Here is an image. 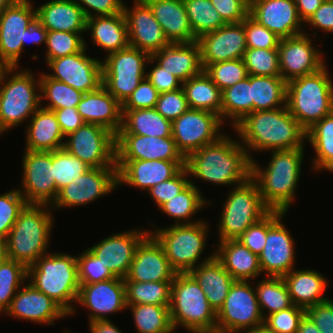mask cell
<instances>
[{
  "instance_id": "cell-33",
  "label": "cell",
  "mask_w": 333,
  "mask_h": 333,
  "mask_svg": "<svg viewBox=\"0 0 333 333\" xmlns=\"http://www.w3.org/2000/svg\"><path fill=\"white\" fill-rule=\"evenodd\" d=\"M216 247L215 258L236 281H251L261 276L259 256L237 239L219 241Z\"/></svg>"
},
{
  "instance_id": "cell-12",
  "label": "cell",
  "mask_w": 333,
  "mask_h": 333,
  "mask_svg": "<svg viewBox=\"0 0 333 333\" xmlns=\"http://www.w3.org/2000/svg\"><path fill=\"white\" fill-rule=\"evenodd\" d=\"M250 281H235L216 312V333H246L264 324L255 287Z\"/></svg>"
},
{
  "instance_id": "cell-39",
  "label": "cell",
  "mask_w": 333,
  "mask_h": 333,
  "mask_svg": "<svg viewBox=\"0 0 333 333\" xmlns=\"http://www.w3.org/2000/svg\"><path fill=\"white\" fill-rule=\"evenodd\" d=\"M122 113V127L118 134L172 136V122L165 119L155 108L122 109Z\"/></svg>"
},
{
  "instance_id": "cell-15",
  "label": "cell",
  "mask_w": 333,
  "mask_h": 333,
  "mask_svg": "<svg viewBox=\"0 0 333 333\" xmlns=\"http://www.w3.org/2000/svg\"><path fill=\"white\" fill-rule=\"evenodd\" d=\"M286 215L282 211H270L267 214V238L259 263L266 276L283 277L294 269L295 248L291 233L282 223Z\"/></svg>"
},
{
  "instance_id": "cell-6",
  "label": "cell",
  "mask_w": 333,
  "mask_h": 333,
  "mask_svg": "<svg viewBox=\"0 0 333 333\" xmlns=\"http://www.w3.org/2000/svg\"><path fill=\"white\" fill-rule=\"evenodd\" d=\"M18 68L5 67L0 74V134L30 120L41 106L40 79Z\"/></svg>"
},
{
  "instance_id": "cell-29",
  "label": "cell",
  "mask_w": 333,
  "mask_h": 333,
  "mask_svg": "<svg viewBox=\"0 0 333 333\" xmlns=\"http://www.w3.org/2000/svg\"><path fill=\"white\" fill-rule=\"evenodd\" d=\"M13 318L36 324L54 325L55 320L69 315L50 297L34 288L30 283L24 284L12 299L10 307L4 313Z\"/></svg>"
},
{
  "instance_id": "cell-34",
  "label": "cell",
  "mask_w": 333,
  "mask_h": 333,
  "mask_svg": "<svg viewBox=\"0 0 333 333\" xmlns=\"http://www.w3.org/2000/svg\"><path fill=\"white\" fill-rule=\"evenodd\" d=\"M170 43L196 42L183 0H144Z\"/></svg>"
},
{
  "instance_id": "cell-30",
  "label": "cell",
  "mask_w": 333,
  "mask_h": 333,
  "mask_svg": "<svg viewBox=\"0 0 333 333\" xmlns=\"http://www.w3.org/2000/svg\"><path fill=\"white\" fill-rule=\"evenodd\" d=\"M77 110L85 123L100 125L115 135L122 127V104L103 85L83 93Z\"/></svg>"
},
{
  "instance_id": "cell-51",
  "label": "cell",
  "mask_w": 333,
  "mask_h": 333,
  "mask_svg": "<svg viewBox=\"0 0 333 333\" xmlns=\"http://www.w3.org/2000/svg\"><path fill=\"white\" fill-rule=\"evenodd\" d=\"M52 166L58 191L90 169L88 165L71 155L65 148L52 151Z\"/></svg>"
},
{
  "instance_id": "cell-35",
  "label": "cell",
  "mask_w": 333,
  "mask_h": 333,
  "mask_svg": "<svg viewBox=\"0 0 333 333\" xmlns=\"http://www.w3.org/2000/svg\"><path fill=\"white\" fill-rule=\"evenodd\" d=\"M189 272L202 288L210 306L217 312L236 281L215 258L214 251Z\"/></svg>"
},
{
  "instance_id": "cell-40",
  "label": "cell",
  "mask_w": 333,
  "mask_h": 333,
  "mask_svg": "<svg viewBox=\"0 0 333 333\" xmlns=\"http://www.w3.org/2000/svg\"><path fill=\"white\" fill-rule=\"evenodd\" d=\"M190 109L209 111L221 119L222 91L203 71L182 83Z\"/></svg>"
},
{
  "instance_id": "cell-78",
  "label": "cell",
  "mask_w": 333,
  "mask_h": 333,
  "mask_svg": "<svg viewBox=\"0 0 333 333\" xmlns=\"http://www.w3.org/2000/svg\"><path fill=\"white\" fill-rule=\"evenodd\" d=\"M15 2H22V1H26V0H14Z\"/></svg>"
},
{
  "instance_id": "cell-5",
  "label": "cell",
  "mask_w": 333,
  "mask_h": 333,
  "mask_svg": "<svg viewBox=\"0 0 333 333\" xmlns=\"http://www.w3.org/2000/svg\"><path fill=\"white\" fill-rule=\"evenodd\" d=\"M51 206L26 204L21 210L8 236L3 240L8 258L33 265L42 255L48 253L52 226Z\"/></svg>"
},
{
  "instance_id": "cell-28",
  "label": "cell",
  "mask_w": 333,
  "mask_h": 333,
  "mask_svg": "<svg viewBox=\"0 0 333 333\" xmlns=\"http://www.w3.org/2000/svg\"><path fill=\"white\" fill-rule=\"evenodd\" d=\"M118 186L128 185L148 191L155 185L174 177L185 161L116 160Z\"/></svg>"
},
{
  "instance_id": "cell-22",
  "label": "cell",
  "mask_w": 333,
  "mask_h": 333,
  "mask_svg": "<svg viewBox=\"0 0 333 333\" xmlns=\"http://www.w3.org/2000/svg\"><path fill=\"white\" fill-rule=\"evenodd\" d=\"M133 7L124 4L129 45L152 55L170 44L161 25L154 18L151 8L144 0H133Z\"/></svg>"
},
{
  "instance_id": "cell-41",
  "label": "cell",
  "mask_w": 333,
  "mask_h": 333,
  "mask_svg": "<svg viewBox=\"0 0 333 333\" xmlns=\"http://www.w3.org/2000/svg\"><path fill=\"white\" fill-rule=\"evenodd\" d=\"M209 203L211 204L210 200H206L198 186L191 180L182 192L164 203L159 210L173 218L175 225L193 224L199 222V219L195 221L189 219H192L207 204L210 205Z\"/></svg>"
},
{
  "instance_id": "cell-49",
  "label": "cell",
  "mask_w": 333,
  "mask_h": 333,
  "mask_svg": "<svg viewBox=\"0 0 333 333\" xmlns=\"http://www.w3.org/2000/svg\"><path fill=\"white\" fill-rule=\"evenodd\" d=\"M183 3L196 39L226 24L210 0H183Z\"/></svg>"
},
{
  "instance_id": "cell-75",
  "label": "cell",
  "mask_w": 333,
  "mask_h": 333,
  "mask_svg": "<svg viewBox=\"0 0 333 333\" xmlns=\"http://www.w3.org/2000/svg\"><path fill=\"white\" fill-rule=\"evenodd\" d=\"M14 0H0V13L7 7L11 6Z\"/></svg>"
},
{
  "instance_id": "cell-66",
  "label": "cell",
  "mask_w": 333,
  "mask_h": 333,
  "mask_svg": "<svg viewBox=\"0 0 333 333\" xmlns=\"http://www.w3.org/2000/svg\"><path fill=\"white\" fill-rule=\"evenodd\" d=\"M306 315L320 330V333H333V300L328 299L306 309Z\"/></svg>"
},
{
  "instance_id": "cell-63",
  "label": "cell",
  "mask_w": 333,
  "mask_h": 333,
  "mask_svg": "<svg viewBox=\"0 0 333 333\" xmlns=\"http://www.w3.org/2000/svg\"><path fill=\"white\" fill-rule=\"evenodd\" d=\"M149 64L154 66L152 65L153 68L146 72V77L159 94L182 88V82L175 75L164 70L152 58L149 59L147 65Z\"/></svg>"
},
{
  "instance_id": "cell-68",
  "label": "cell",
  "mask_w": 333,
  "mask_h": 333,
  "mask_svg": "<svg viewBox=\"0 0 333 333\" xmlns=\"http://www.w3.org/2000/svg\"><path fill=\"white\" fill-rule=\"evenodd\" d=\"M59 123L61 132L66 137L69 133L76 131L85 122L78 113L77 107H67L53 110Z\"/></svg>"
},
{
  "instance_id": "cell-61",
  "label": "cell",
  "mask_w": 333,
  "mask_h": 333,
  "mask_svg": "<svg viewBox=\"0 0 333 333\" xmlns=\"http://www.w3.org/2000/svg\"><path fill=\"white\" fill-rule=\"evenodd\" d=\"M158 98L159 93L145 77L133 93L122 103V109L155 108Z\"/></svg>"
},
{
  "instance_id": "cell-20",
  "label": "cell",
  "mask_w": 333,
  "mask_h": 333,
  "mask_svg": "<svg viewBox=\"0 0 333 333\" xmlns=\"http://www.w3.org/2000/svg\"><path fill=\"white\" fill-rule=\"evenodd\" d=\"M86 52L85 42L81 52L49 60L46 64L53 72L46 74L82 93L96 91L102 85V60L92 58Z\"/></svg>"
},
{
  "instance_id": "cell-58",
  "label": "cell",
  "mask_w": 333,
  "mask_h": 333,
  "mask_svg": "<svg viewBox=\"0 0 333 333\" xmlns=\"http://www.w3.org/2000/svg\"><path fill=\"white\" fill-rule=\"evenodd\" d=\"M247 48L278 49L280 37L250 15L243 20Z\"/></svg>"
},
{
  "instance_id": "cell-37",
  "label": "cell",
  "mask_w": 333,
  "mask_h": 333,
  "mask_svg": "<svg viewBox=\"0 0 333 333\" xmlns=\"http://www.w3.org/2000/svg\"><path fill=\"white\" fill-rule=\"evenodd\" d=\"M26 128L25 150L52 152L64 148L65 136L52 110L40 106Z\"/></svg>"
},
{
  "instance_id": "cell-53",
  "label": "cell",
  "mask_w": 333,
  "mask_h": 333,
  "mask_svg": "<svg viewBox=\"0 0 333 333\" xmlns=\"http://www.w3.org/2000/svg\"><path fill=\"white\" fill-rule=\"evenodd\" d=\"M85 41L81 33L48 31L45 45L46 63L49 60L81 52L85 48Z\"/></svg>"
},
{
  "instance_id": "cell-32",
  "label": "cell",
  "mask_w": 333,
  "mask_h": 333,
  "mask_svg": "<svg viewBox=\"0 0 333 333\" xmlns=\"http://www.w3.org/2000/svg\"><path fill=\"white\" fill-rule=\"evenodd\" d=\"M36 19L47 31L86 32L87 17L74 0H49L36 8Z\"/></svg>"
},
{
  "instance_id": "cell-52",
  "label": "cell",
  "mask_w": 333,
  "mask_h": 333,
  "mask_svg": "<svg viewBox=\"0 0 333 333\" xmlns=\"http://www.w3.org/2000/svg\"><path fill=\"white\" fill-rule=\"evenodd\" d=\"M242 59L248 75L280 76L278 49L247 48Z\"/></svg>"
},
{
  "instance_id": "cell-18",
  "label": "cell",
  "mask_w": 333,
  "mask_h": 333,
  "mask_svg": "<svg viewBox=\"0 0 333 333\" xmlns=\"http://www.w3.org/2000/svg\"><path fill=\"white\" fill-rule=\"evenodd\" d=\"M31 0L14 2L0 13V63L4 67H19L26 28L36 20Z\"/></svg>"
},
{
  "instance_id": "cell-44",
  "label": "cell",
  "mask_w": 333,
  "mask_h": 333,
  "mask_svg": "<svg viewBox=\"0 0 333 333\" xmlns=\"http://www.w3.org/2000/svg\"><path fill=\"white\" fill-rule=\"evenodd\" d=\"M253 112L251 93V75L222 91L221 121L231 120V126L237 124L245 115ZM225 121V122H224Z\"/></svg>"
},
{
  "instance_id": "cell-64",
  "label": "cell",
  "mask_w": 333,
  "mask_h": 333,
  "mask_svg": "<svg viewBox=\"0 0 333 333\" xmlns=\"http://www.w3.org/2000/svg\"><path fill=\"white\" fill-rule=\"evenodd\" d=\"M267 238V215L252 226H249L237 240L249 248L254 254L260 255Z\"/></svg>"
},
{
  "instance_id": "cell-71",
  "label": "cell",
  "mask_w": 333,
  "mask_h": 333,
  "mask_svg": "<svg viewBox=\"0 0 333 333\" xmlns=\"http://www.w3.org/2000/svg\"><path fill=\"white\" fill-rule=\"evenodd\" d=\"M90 333H122V331L109 320L89 322Z\"/></svg>"
},
{
  "instance_id": "cell-43",
  "label": "cell",
  "mask_w": 333,
  "mask_h": 333,
  "mask_svg": "<svg viewBox=\"0 0 333 333\" xmlns=\"http://www.w3.org/2000/svg\"><path fill=\"white\" fill-rule=\"evenodd\" d=\"M313 146V171H323L333 162V112L306 131V142Z\"/></svg>"
},
{
  "instance_id": "cell-17",
  "label": "cell",
  "mask_w": 333,
  "mask_h": 333,
  "mask_svg": "<svg viewBox=\"0 0 333 333\" xmlns=\"http://www.w3.org/2000/svg\"><path fill=\"white\" fill-rule=\"evenodd\" d=\"M118 188L117 167L90 168L61 188L51 209L88 205Z\"/></svg>"
},
{
  "instance_id": "cell-27",
  "label": "cell",
  "mask_w": 333,
  "mask_h": 333,
  "mask_svg": "<svg viewBox=\"0 0 333 333\" xmlns=\"http://www.w3.org/2000/svg\"><path fill=\"white\" fill-rule=\"evenodd\" d=\"M116 160L185 161L172 136L116 135Z\"/></svg>"
},
{
  "instance_id": "cell-1",
  "label": "cell",
  "mask_w": 333,
  "mask_h": 333,
  "mask_svg": "<svg viewBox=\"0 0 333 333\" xmlns=\"http://www.w3.org/2000/svg\"><path fill=\"white\" fill-rule=\"evenodd\" d=\"M232 128L251 160V151L290 150L305 146L306 130L290 114L287 105L248 113Z\"/></svg>"
},
{
  "instance_id": "cell-46",
  "label": "cell",
  "mask_w": 333,
  "mask_h": 333,
  "mask_svg": "<svg viewBox=\"0 0 333 333\" xmlns=\"http://www.w3.org/2000/svg\"><path fill=\"white\" fill-rule=\"evenodd\" d=\"M132 312L137 333H174L167 306L152 304L127 305Z\"/></svg>"
},
{
  "instance_id": "cell-47",
  "label": "cell",
  "mask_w": 333,
  "mask_h": 333,
  "mask_svg": "<svg viewBox=\"0 0 333 333\" xmlns=\"http://www.w3.org/2000/svg\"><path fill=\"white\" fill-rule=\"evenodd\" d=\"M127 305L152 304L170 307L172 281H124Z\"/></svg>"
},
{
  "instance_id": "cell-55",
  "label": "cell",
  "mask_w": 333,
  "mask_h": 333,
  "mask_svg": "<svg viewBox=\"0 0 333 333\" xmlns=\"http://www.w3.org/2000/svg\"><path fill=\"white\" fill-rule=\"evenodd\" d=\"M76 257L79 284H93L115 278L111 271L89 249L84 250Z\"/></svg>"
},
{
  "instance_id": "cell-23",
  "label": "cell",
  "mask_w": 333,
  "mask_h": 333,
  "mask_svg": "<svg viewBox=\"0 0 333 333\" xmlns=\"http://www.w3.org/2000/svg\"><path fill=\"white\" fill-rule=\"evenodd\" d=\"M196 42L203 69L217 62L243 58L247 50L243 21L225 24L213 32L201 35Z\"/></svg>"
},
{
  "instance_id": "cell-19",
  "label": "cell",
  "mask_w": 333,
  "mask_h": 333,
  "mask_svg": "<svg viewBox=\"0 0 333 333\" xmlns=\"http://www.w3.org/2000/svg\"><path fill=\"white\" fill-rule=\"evenodd\" d=\"M313 39L304 32L302 34L281 38L279 51L280 76L289 81L317 72L326 65L319 48L313 43Z\"/></svg>"
},
{
  "instance_id": "cell-26",
  "label": "cell",
  "mask_w": 333,
  "mask_h": 333,
  "mask_svg": "<svg viewBox=\"0 0 333 333\" xmlns=\"http://www.w3.org/2000/svg\"><path fill=\"white\" fill-rule=\"evenodd\" d=\"M249 15L280 38L304 33L294 0H250Z\"/></svg>"
},
{
  "instance_id": "cell-11",
  "label": "cell",
  "mask_w": 333,
  "mask_h": 333,
  "mask_svg": "<svg viewBox=\"0 0 333 333\" xmlns=\"http://www.w3.org/2000/svg\"><path fill=\"white\" fill-rule=\"evenodd\" d=\"M150 58L149 53L130 45L106 55L102 60V85L122 104L146 77Z\"/></svg>"
},
{
  "instance_id": "cell-54",
  "label": "cell",
  "mask_w": 333,
  "mask_h": 333,
  "mask_svg": "<svg viewBox=\"0 0 333 333\" xmlns=\"http://www.w3.org/2000/svg\"><path fill=\"white\" fill-rule=\"evenodd\" d=\"M204 71L221 91L248 76L242 58L210 64Z\"/></svg>"
},
{
  "instance_id": "cell-16",
  "label": "cell",
  "mask_w": 333,
  "mask_h": 333,
  "mask_svg": "<svg viewBox=\"0 0 333 333\" xmlns=\"http://www.w3.org/2000/svg\"><path fill=\"white\" fill-rule=\"evenodd\" d=\"M22 185L18 189L27 204L52 205L58 195L51 151L25 150L22 157Z\"/></svg>"
},
{
  "instance_id": "cell-76",
  "label": "cell",
  "mask_w": 333,
  "mask_h": 333,
  "mask_svg": "<svg viewBox=\"0 0 333 333\" xmlns=\"http://www.w3.org/2000/svg\"><path fill=\"white\" fill-rule=\"evenodd\" d=\"M325 170L333 173V162Z\"/></svg>"
},
{
  "instance_id": "cell-57",
  "label": "cell",
  "mask_w": 333,
  "mask_h": 333,
  "mask_svg": "<svg viewBox=\"0 0 333 333\" xmlns=\"http://www.w3.org/2000/svg\"><path fill=\"white\" fill-rule=\"evenodd\" d=\"M306 309L293 305L279 312L265 315L264 325L277 333H297Z\"/></svg>"
},
{
  "instance_id": "cell-69",
  "label": "cell",
  "mask_w": 333,
  "mask_h": 333,
  "mask_svg": "<svg viewBox=\"0 0 333 333\" xmlns=\"http://www.w3.org/2000/svg\"><path fill=\"white\" fill-rule=\"evenodd\" d=\"M47 32V29L36 19L30 27L26 28L25 42H22L23 51L28 42L36 45L42 43L46 45Z\"/></svg>"
},
{
  "instance_id": "cell-10",
  "label": "cell",
  "mask_w": 333,
  "mask_h": 333,
  "mask_svg": "<svg viewBox=\"0 0 333 333\" xmlns=\"http://www.w3.org/2000/svg\"><path fill=\"white\" fill-rule=\"evenodd\" d=\"M271 210L264 204L257 183L250 178L233 188L222 206L218 225L219 241L237 239L249 226Z\"/></svg>"
},
{
  "instance_id": "cell-42",
  "label": "cell",
  "mask_w": 333,
  "mask_h": 333,
  "mask_svg": "<svg viewBox=\"0 0 333 333\" xmlns=\"http://www.w3.org/2000/svg\"><path fill=\"white\" fill-rule=\"evenodd\" d=\"M253 111L286 106L287 82L281 76L251 75Z\"/></svg>"
},
{
  "instance_id": "cell-8",
  "label": "cell",
  "mask_w": 333,
  "mask_h": 333,
  "mask_svg": "<svg viewBox=\"0 0 333 333\" xmlns=\"http://www.w3.org/2000/svg\"><path fill=\"white\" fill-rule=\"evenodd\" d=\"M169 310L174 331L180 325L190 333H216V311L189 273L175 274Z\"/></svg>"
},
{
  "instance_id": "cell-45",
  "label": "cell",
  "mask_w": 333,
  "mask_h": 333,
  "mask_svg": "<svg viewBox=\"0 0 333 333\" xmlns=\"http://www.w3.org/2000/svg\"><path fill=\"white\" fill-rule=\"evenodd\" d=\"M255 290L264 319L265 314L270 315L294 305L282 277H264L255 285Z\"/></svg>"
},
{
  "instance_id": "cell-38",
  "label": "cell",
  "mask_w": 333,
  "mask_h": 333,
  "mask_svg": "<svg viewBox=\"0 0 333 333\" xmlns=\"http://www.w3.org/2000/svg\"><path fill=\"white\" fill-rule=\"evenodd\" d=\"M92 43L107 51V55L129 46L126 19L123 13L94 16L87 19L86 32Z\"/></svg>"
},
{
  "instance_id": "cell-74",
  "label": "cell",
  "mask_w": 333,
  "mask_h": 333,
  "mask_svg": "<svg viewBox=\"0 0 333 333\" xmlns=\"http://www.w3.org/2000/svg\"><path fill=\"white\" fill-rule=\"evenodd\" d=\"M246 333H277V332L270 330L266 325L262 324Z\"/></svg>"
},
{
  "instance_id": "cell-62",
  "label": "cell",
  "mask_w": 333,
  "mask_h": 333,
  "mask_svg": "<svg viewBox=\"0 0 333 333\" xmlns=\"http://www.w3.org/2000/svg\"><path fill=\"white\" fill-rule=\"evenodd\" d=\"M226 24L242 22L248 15L250 0H210Z\"/></svg>"
},
{
  "instance_id": "cell-36",
  "label": "cell",
  "mask_w": 333,
  "mask_h": 333,
  "mask_svg": "<svg viewBox=\"0 0 333 333\" xmlns=\"http://www.w3.org/2000/svg\"><path fill=\"white\" fill-rule=\"evenodd\" d=\"M282 278L296 306L307 309L329 299L324 295L329 287L328 279L317 270L294 268Z\"/></svg>"
},
{
  "instance_id": "cell-70",
  "label": "cell",
  "mask_w": 333,
  "mask_h": 333,
  "mask_svg": "<svg viewBox=\"0 0 333 333\" xmlns=\"http://www.w3.org/2000/svg\"><path fill=\"white\" fill-rule=\"evenodd\" d=\"M299 17L305 23L316 12L324 0H294Z\"/></svg>"
},
{
  "instance_id": "cell-3",
  "label": "cell",
  "mask_w": 333,
  "mask_h": 333,
  "mask_svg": "<svg viewBox=\"0 0 333 333\" xmlns=\"http://www.w3.org/2000/svg\"><path fill=\"white\" fill-rule=\"evenodd\" d=\"M304 150L305 148L269 151L272 152L271 158L264 168L252 159L251 178L257 183L262 200L271 211L287 213L294 202Z\"/></svg>"
},
{
  "instance_id": "cell-60",
  "label": "cell",
  "mask_w": 333,
  "mask_h": 333,
  "mask_svg": "<svg viewBox=\"0 0 333 333\" xmlns=\"http://www.w3.org/2000/svg\"><path fill=\"white\" fill-rule=\"evenodd\" d=\"M155 109L171 122L189 109L183 88L159 94Z\"/></svg>"
},
{
  "instance_id": "cell-50",
  "label": "cell",
  "mask_w": 333,
  "mask_h": 333,
  "mask_svg": "<svg viewBox=\"0 0 333 333\" xmlns=\"http://www.w3.org/2000/svg\"><path fill=\"white\" fill-rule=\"evenodd\" d=\"M27 282V267L15 260L7 259L0 267V313L10 307L17 291Z\"/></svg>"
},
{
  "instance_id": "cell-31",
  "label": "cell",
  "mask_w": 333,
  "mask_h": 333,
  "mask_svg": "<svg viewBox=\"0 0 333 333\" xmlns=\"http://www.w3.org/2000/svg\"><path fill=\"white\" fill-rule=\"evenodd\" d=\"M151 58L182 83L204 71L197 42L170 43Z\"/></svg>"
},
{
  "instance_id": "cell-56",
  "label": "cell",
  "mask_w": 333,
  "mask_h": 333,
  "mask_svg": "<svg viewBox=\"0 0 333 333\" xmlns=\"http://www.w3.org/2000/svg\"><path fill=\"white\" fill-rule=\"evenodd\" d=\"M26 204L27 202L18 189L9 190L0 195V240H4L8 236Z\"/></svg>"
},
{
  "instance_id": "cell-67",
  "label": "cell",
  "mask_w": 333,
  "mask_h": 333,
  "mask_svg": "<svg viewBox=\"0 0 333 333\" xmlns=\"http://www.w3.org/2000/svg\"><path fill=\"white\" fill-rule=\"evenodd\" d=\"M311 29L333 33V0H324L320 7L305 22Z\"/></svg>"
},
{
  "instance_id": "cell-13",
  "label": "cell",
  "mask_w": 333,
  "mask_h": 333,
  "mask_svg": "<svg viewBox=\"0 0 333 333\" xmlns=\"http://www.w3.org/2000/svg\"><path fill=\"white\" fill-rule=\"evenodd\" d=\"M64 148L90 168L116 167V135L100 125L84 123L65 137Z\"/></svg>"
},
{
  "instance_id": "cell-14",
  "label": "cell",
  "mask_w": 333,
  "mask_h": 333,
  "mask_svg": "<svg viewBox=\"0 0 333 333\" xmlns=\"http://www.w3.org/2000/svg\"><path fill=\"white\" fill-rule=\"evenodd\" d=\"M223 125L217 114L189 108L172 121V137L178 151L186 159L191 153L221 137L224 134L221 131Z\"/></svg>"
},
{
  "instance_id": "cell-65",
  "label": "cell",
  "mask_w": 333,
  "mask_h": 333,
  "mask_svg": "<svg viewBox=\"0 0 333 333\" xmlns=\"http://www.w3.org/2000/svg\"><path fill=\"white\" fill-rule=\"evenodd\" d=\"M88 18L123 13L124 0H74ZM93 10V12H92Z\"/></svg>"
},
{
  "instance_id": "cell-7",
  "label": "cell",
  "mask_w": 333,
  "mask_h": 333,
  "mask_svg": "<svg viewBox=\"0 0 333 333\" xmlns=\"http://www.w3.org/2000/svg\"><path fill=\"white\" fill-rule=\"evenodd\" d=\"M327 67L287 83V108L306 131L333 112V80Z\"/></svg>"
},
{
  "instance_id": "cell-72",
  "label": "cell",
  "mask_w": 333,
  "mask_h": 333,
  "mask_svg": "<svg viewBox=\"0 0 333 333\" xmlns=\"http://www.w3.org/2000/svg\"><path fill=\"white\" fill-rule=\"evenodd\" d=\"M297 333H320L313 321L305 314L301 319Z\"/></svg>"
},
{
  "instance_id": "cell-4",
  "label": "cell",
  "mask_w": 333,
  "mask_h": 333,
  "mask_svg": "<svg viewBox=\"0 0 333 333\" xmlns=\"http://www.w3.org/2000/svg\"><path fill=\"white\" fill-rule=\"evenodd\" d=\"M27 282L50 297L69 316L76 314L80 284L77 257L60 252H48L27 267Z\"/></svg>"
},
{
  "instance_id": "cell-77",
  "label": "cell",
  "mask_w": 333,
  "mask_h": 333,
  "mask_svg": "<svg viewBox=\"0 0 333 333\" xmlns=\"http://www.w3.org/2000/svg\"><path fill=\"white\" fill-rule=\"evenodd\" d=\"M5 67L0 63V74Z\"/></svg>"
},
{
  "instance_id": "cell-73",
  "label": "cell",
  "mask_w": 333,
  "mask_h": 333,
  "mask_svg": "<svg viewBox=\"0 0 333 333\" xmlns=\"http://www.w3.org/2000/svg\"><path fill=\"white\" fill-rule=\"evenodd\" d=\"M9 259L6 246L3 240H0V267Z\"/></svg>"
},
{
  "instance_id": "cell-2",
  "label": "cell",
  "mask_w": 333,
  "mask_h": 333,
  "mask_svg": "<svg viewBox=\"0 0 333 333\" xmlns=\"http://www.w3.org/2000/svg\"><path fill=\"white\" fill-rule=\"evenodd\" d=\"M229 134L206 144L185 159L189 176L216 185L239 186L251 178L252 160L245 147Z\"/></svg>"
},
{
  "instance_id": "cell-25",
  "label": "cell",
  "mask_w": 333,
  "mask_h": 333,
  "mask_svg": "<svg viewBox=\"0 0 333 333\" xmlns=\"http://www.w3.org/2000/svg\"><path fill=\"white\" fill-rule=\"evenodd\" d=\"M175 274L163 247L148 233L137 246L130 270L123 281H173Z\"/></svg>"
},
{
  "instance_id": "cell-24",
  "label": "cell",
  "mask_w": 333,
  "mask_h": 333,
  "mask_svg": "<svg viewBox=\"0 0 333 333\" xmlns=\"http://www.w3.org/2000/svg\"><path fill=\"white\" fill-rule=\"evenodd\" d=\"M148 230L131 229L114 233L88 249L115 277L125 278L130 270L135 250Z\"/></svg>"
},
{
  "instance_id": "cell-9",
  "label": "cell",
  "mask_w": 333,
  "mask_h": 333,
  "mask_svg": "<svg viewBox=\"0 0 333 333\" xmlns=\"http://www.w3.org/2000/svg\"><path fill=\"white\" fill-rule=\"evenodd\" d=\"M208 227V223L200 219L193 224L154 228L149 233L163 247L171 268L176 273H189L199 265L201 254L206 249Z\"/></svg>"
},
{
  "instance_id": "cell-21",
  "label": "cell",
  "mask_w": 333,
  "mask_h": 333,
  "mask_svg": "<svg viewBox=\"0 0 333 333\" xmlns=\"http://www.w3.org/2000/svg\"><path fill=\"white\" fill-rule=\"evenodd\" d=\"M76 303L89 310L88 322L109 320L107 314L127 309L123 278L115 277L93 284H80Z\"/></svg>"
},
{
  "instance_id": "cell-59",
  "label": "cell",
  "mask_w": 333,
  "mask_h": 333,
  "mask_svg": "<svg viewBox=\"0 0 333 333\" xmlns=\"http://www.w3.org/2000/svg\"><path fill=\"white\" fill-rule=\"evenodd\" d=\"M189 175L186 167H183L171 179L163 181L148 190L149 195L153 198L158 208L173 197H176L178 193L182 192L191 183L188 178Z\"/></svg>"
},
{
  "instance_id": "cell-48",
  "label": "cell",
  "mask_w": 333,
  "mask_h": 333,
  "mask_svg": "<svg viewBox=\"0 0 333 333\" xmlns=\"http://www.w3.org/2000/svg\"><path fill=\"white\" fill-rule=\"evenodd\" d=\"M40 79L41 107L48 110H57L67 107H77L83 93L68 84L50 78L46 73L38 75ZM49 102L43 105L44 100Z\"/></svg>"
}]
</instances>
